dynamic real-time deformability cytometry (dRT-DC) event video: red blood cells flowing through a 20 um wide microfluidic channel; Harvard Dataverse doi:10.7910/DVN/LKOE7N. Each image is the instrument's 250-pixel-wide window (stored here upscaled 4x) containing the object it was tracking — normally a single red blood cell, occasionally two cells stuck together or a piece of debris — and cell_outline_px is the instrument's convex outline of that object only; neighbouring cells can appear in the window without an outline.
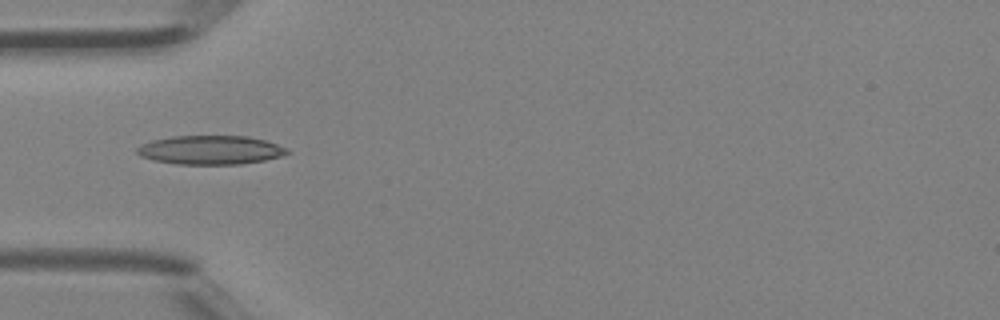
{"species": "Egyptian fruit bat (a non-hibernating species)", "species_latin": "Rousettus aegyptiacus", "temperature_condition": "room temperature", "stored_images_in_passage": 3, "camera_frame_rate_fps": 3000, "um_per_image_px": 0.085, "animal": {"sex": "female"}, "frame": {"image": 1, "passage_image": 3, "time_ms": 0.667, "image_size_px": [1000, 320], "cell_outline_px": [[288, 152], [280, 156], [264, 160], [240, 164], [176, 164], [152, 160], [140, 156], [136, 152], [136, 148], [140, 144], [152, 140], [172, 136], [248, 136], [264, 140], [288, 148]], "centroid_in_image_um": [17.83, 12.74], "position_along_channel_um": 67.2, "area_um2": 25.26}}